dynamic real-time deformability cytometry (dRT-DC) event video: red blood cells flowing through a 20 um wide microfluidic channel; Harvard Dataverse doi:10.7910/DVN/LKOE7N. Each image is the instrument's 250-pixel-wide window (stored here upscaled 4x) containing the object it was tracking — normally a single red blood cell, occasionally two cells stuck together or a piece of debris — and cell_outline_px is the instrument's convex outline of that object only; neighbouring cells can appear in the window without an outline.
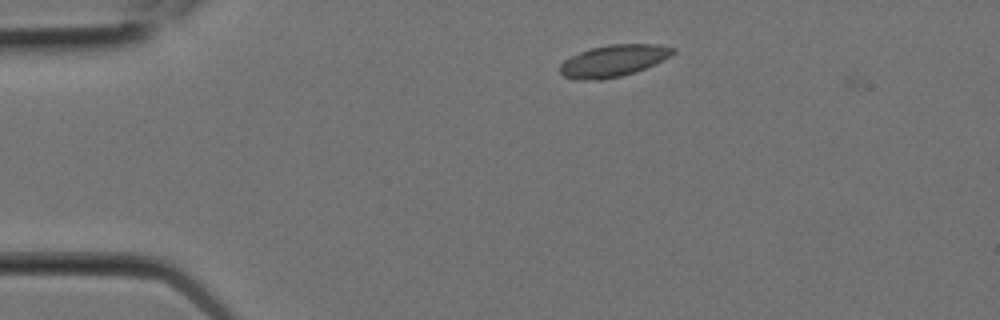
{"species": "Egyptian fruit bat (a non-hibernating species)", "species_latin": "Rousettus aegyptiacus", "temperature_condition": "room temperature", "stored_images_in_passage": 3, "camera_frame_rate_fps": 3000, "um_per_image_px": 0.085, "animal": {"sex": "female"}, "frame": {"image": 1, "passage_image": 2, "time_ms": 0.333, "image_size_px": [1000, 320], "cell_outline_px": [[676, 52], [644, 68], [620, 76], [600, 80], [572, 80], [564, 76], [560, 72], [560, 64], [564, 60], [588, 48], [608, 44], [656, 44], [676, 48]], "centroid_in_image_um": [52.07, 5.16], "position_along_channel_um": 32.9, "area_um2": 20.75}}